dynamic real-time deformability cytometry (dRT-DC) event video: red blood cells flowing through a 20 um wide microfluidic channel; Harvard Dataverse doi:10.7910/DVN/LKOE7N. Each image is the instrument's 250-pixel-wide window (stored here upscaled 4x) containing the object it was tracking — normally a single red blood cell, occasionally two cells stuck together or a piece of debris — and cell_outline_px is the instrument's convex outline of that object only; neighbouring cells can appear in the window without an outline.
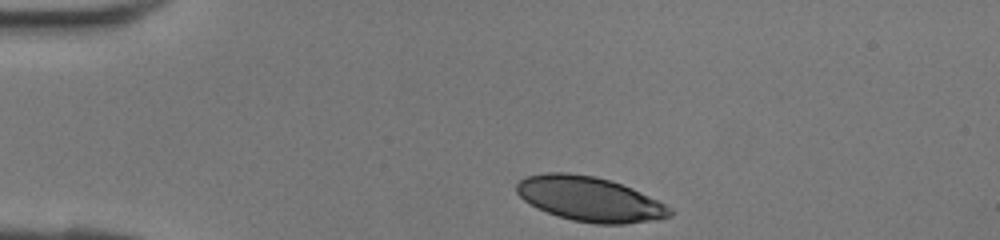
{"species": "human", "species_latin": "Homo sapiens", "temperature_condition": "room temperature", "stored_images_in_passage": 28, "camera_frame_rate_fps": 3000, "um_per_image_px": 0.085, "donor": {"sex": "female"}, "frame": {"image": 1, "passage_image": 1, "time_ms": 0.0, "image_size_px": [1000, 240], "cell_outline_px": [[672, 216], [660, 220], [624, 224], [596, 224], [572, 220], [536, 208], [524, 200], [516, 192], [516, 184], [524, 176], [544, 172], [568, 172], [596, 176], [632, 188], [672, 208]], "centroid_in_image_um": [50.11, 16.91], "position_along_channel_um": 34.9, "area_um2": 40.0}}
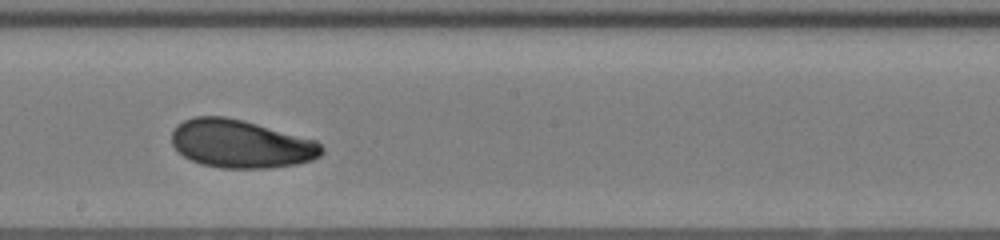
{"frame": {"image": 2, "passage_image": 16, "time_ms": 5.0, "image_size_px": [1000, 240], "cell_outline_px": [[324, 152], [320, 156], [312, 160], [296, 164], [272, 168], [220, 168], [200, 164], [184, 156], [172, 144], [172, 132], [176, 124], [192, 116], [224, 116], [244, 120], [316, 140], [324, 148]], "centroid_in_image_um": [20.48, 12.22], "position_along_channel_um": 227.7, "area_um2": 42.31}}
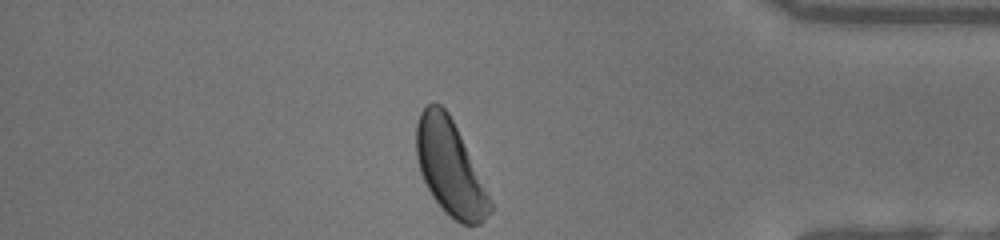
{"frame": {"image": 3, "passage_image": 28, "time_ms": 9.0, "image_size_px": [1000, 240], "cell_outline_px": [[492, 212], [480, 224], [460, 224], [444, 212], [432, 196], [420, 172], [416, 156], [416, 124], [420, 112], [428, 104], [440, 104], [448, 112], [492, 200]], "centroid_in_image_um": [38.24, 14.29], "position_along_channel_um": 397.0, "area_um2": 40.34}}